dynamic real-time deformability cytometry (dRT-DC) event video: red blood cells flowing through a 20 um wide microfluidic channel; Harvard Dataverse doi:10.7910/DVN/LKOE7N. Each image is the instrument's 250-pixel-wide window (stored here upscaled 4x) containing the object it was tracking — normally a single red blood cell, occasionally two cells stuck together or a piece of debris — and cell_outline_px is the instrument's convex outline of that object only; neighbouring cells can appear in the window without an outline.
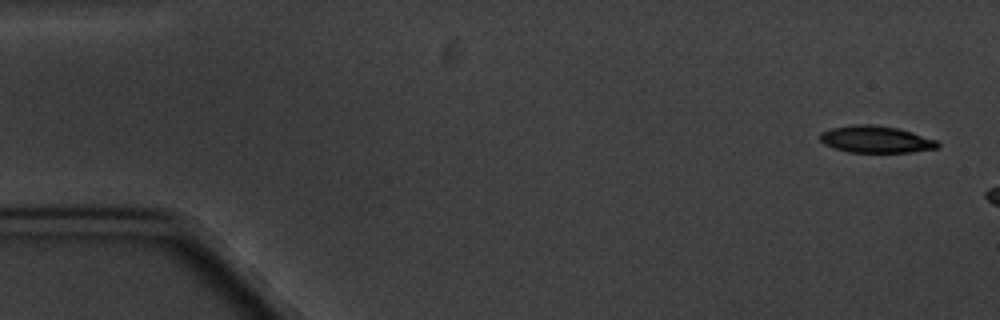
{"species": "common noctule bat (a hibernating species)", "species_latin": "Nyctalus noctula", "temperature_condition": "cold", "stored_images_in_passage": 3, "camera_frame_rate_fps": 3000, "um_per_image_px": 0.085, "animal": {"sex": "male", "body_mass_g": 20.1, "forearm_length_mm": 53.5}, "frame": {"image": 1, "passage_image": 1, "time_ms": 0.0, "image_size_px": [1000, 320], "cell_outline_px": [[940, 148], [912, 152], [848, 152], [832, 148], [824, 144], [820, 140], [820, 132], [832, 128], [852, 124], [872, 124], [896, 128], [912, 132], [936, 140], [940, 144]], "centroid_in_image_um": [74.43, 11.85], "position_along_channel_um": 10.6, "area_um2": 18.55}}